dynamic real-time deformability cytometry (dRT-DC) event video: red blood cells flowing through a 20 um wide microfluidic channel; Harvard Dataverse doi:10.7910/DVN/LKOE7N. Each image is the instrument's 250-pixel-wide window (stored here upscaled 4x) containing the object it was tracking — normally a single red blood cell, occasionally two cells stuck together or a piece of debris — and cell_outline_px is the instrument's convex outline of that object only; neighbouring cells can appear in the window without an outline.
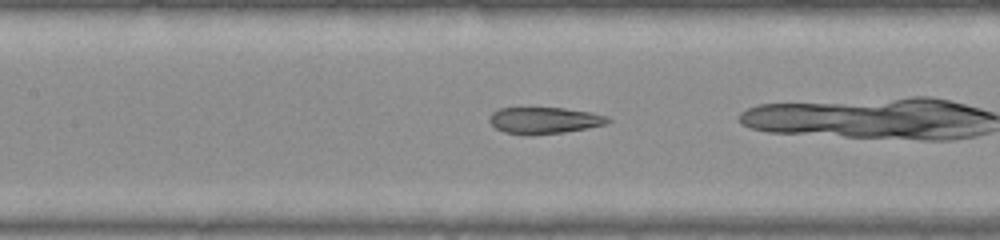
{"species": "common noctule bat (a hibernating species)", "species_latin": "Nyctalus noctula", "temperature_condition": "warm", "stored_images_in_passage": 36, "camera_frame_rate_fps": 3000, "um_per_image_px": 0.085, "animal": {"sex": "female", "body_mass_g": 22.0, "forearm_length_mm": 56.7}, "frame": {"image": 1, "passage_image": 20, "time_ms": 6.333, "image_size_px": [1000, 240], "cell_outline_px": [[612, 120], [608, 124], [588, 128], [564, 132], [528, 136], [504, 132], [496, 128], [488, 120], [488, 116], [492, 112], [500, 108], [564, 108], [592, 112], [608, 116]], "centroid_in_image_um": [46.28, 10.24], "position_along_channel_um": 161.1, "area_um2": 18.61}}
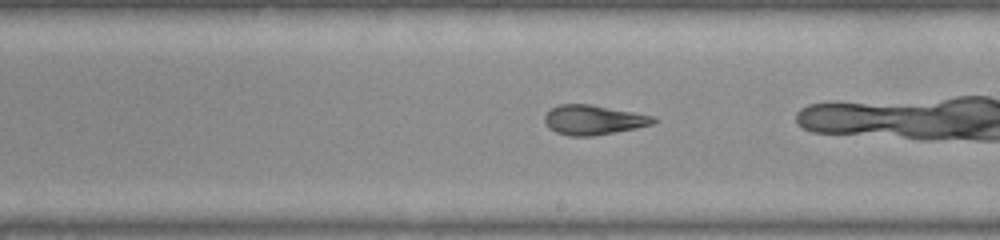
{"frame": {"image": 2, "passage_image": 26, "time_ms": 8.333, "image_size_px": [1000, 240], "cell_outline_px": [[656, 120], [652, 124], [636, 128], [616, 132], [592, 136], [568, 136], [556, 132], [548, 128], [544, 120], [544, 116], [552, 108], [560, 104], [588, 104], [632, 112], [652, 116]], "centroid_in_image_um": [50.39, 10.2], "position_along_channel_um": 238.6, "area_um2": 18.55}}
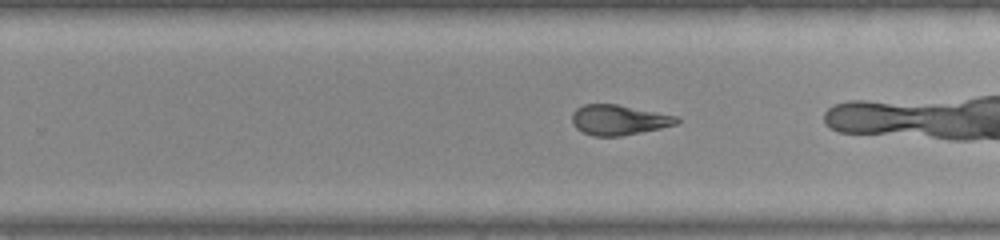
{"frame": {"image": 3, "passage_image": 29, "time_ms": 9.333, "image_size_px": [1000, 240], "cell_outline_px": [[680, 120], [676, 124], [660, 128], [620, 136], [592, 136], [576, 128], [572, 124], [572, 112], [576, 108], [584, 104], [616, 104], [680, 116]], "centroid_in_image_um": [52.59, 10.18], "position_along_channel_um": 277.2, "area_um2": 18.44}}